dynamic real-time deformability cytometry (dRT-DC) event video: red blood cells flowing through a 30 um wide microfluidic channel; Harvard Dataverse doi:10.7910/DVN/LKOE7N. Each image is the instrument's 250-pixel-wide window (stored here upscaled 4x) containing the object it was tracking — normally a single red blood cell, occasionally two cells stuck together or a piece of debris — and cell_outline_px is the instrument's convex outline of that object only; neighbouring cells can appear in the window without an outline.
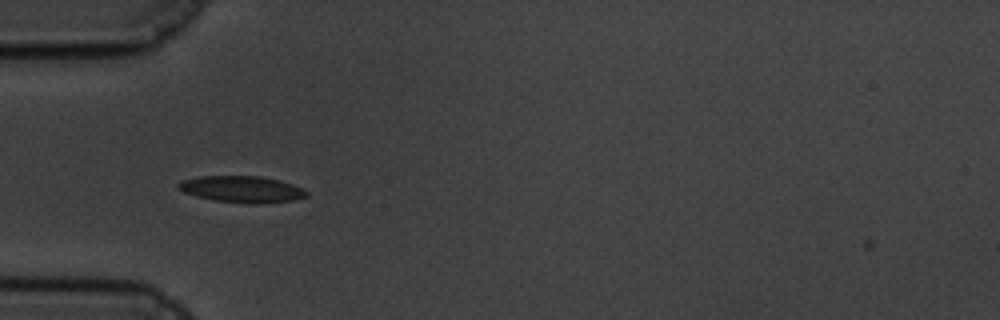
{"species": "common noctule bat (a hibernating species)", "species_latin": "Nyctalus noctula", "temperature_condition": "cold", "stored_images_in_passage": 46, "camera_frame_rate_fps": 3000, "um_per_image_px": 0.085, "animal": {"sex": "male", "body_mass_g": 19.5, "forearm_length_mm": 54.6}, "frame": {"image": 1, "passage_image": 5, "time_ms": 1.333, "image_size_px": [1000, 320], "cell_outline_px": [[308, 196], [292, 200], [260, 204], [212, 200], [196, 196], [184, 192], [176, 188], [176, 184], [184, 180], [200, 176], [260, 176], [280, 180], [304, 188], [308, 192]], "centroid_in_image_um": [20.57, 16.08], "position_along_channel_um": 64.4, "area_um2": 19.83}}
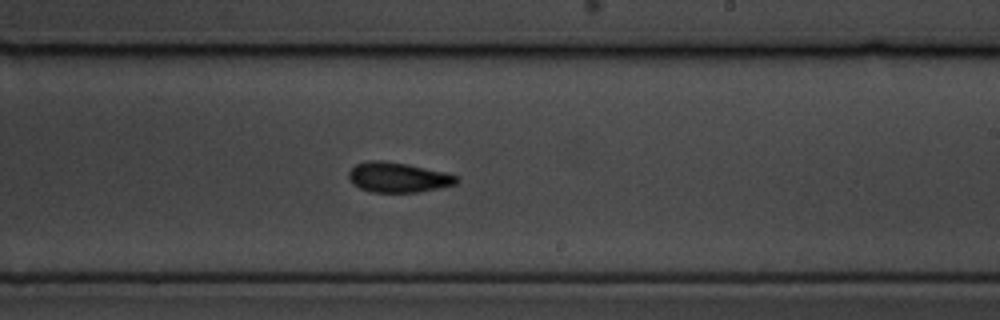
{"frame": {"image": 2, "passage_image": 22, "time_ms": 7.0, "image_size_px": [1000, 320], "cell_outline_px": [[460, 180], [456, 184], [420, 192], [372, 192], [360, 188], [352, 184], [348, 176], [348, 172], [356, 164], [372, 160], [380, 160], [408, 164], [444, 172], [456, 176]], "centroid_in_image_um": [33.82, 15.08], "position_along_channel_um": 255.2, "area_um2": 18.79}}
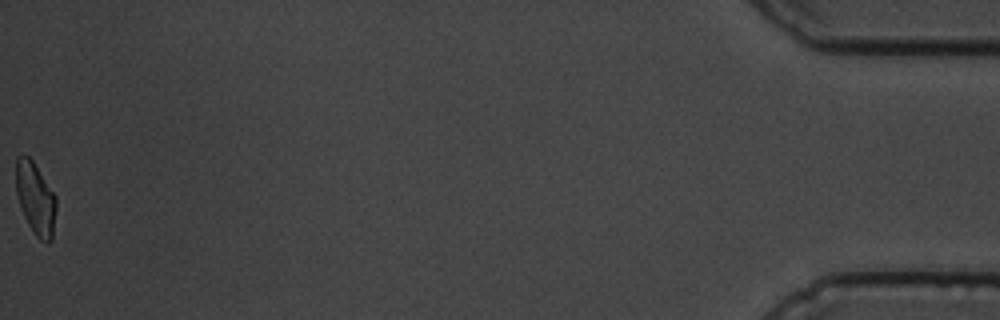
{"frame": {"image": 3, "passage_image": 46, "time_ms": 15.0, "image_size_px": [1000, 320], "cell_outline_px": [[56, 208], [52, 240], [48, 244], [40, 240], [32, 232], [24, 216], [16, 192], [16, 156], [28, 156], [32, 160], [56, 196]], "centroid_in_image_um": [3.03, 16.91], "position_along_channel_um": 432.2, "area_um2": 16.88}, "authors_computed_cell_mechanics": {"area_um2": 18.4093, "velocity_mm_per_s": 3.3938, "shape_relaxation_time_tau1_ms": 4.5366, "shape_relaxation_time_tau2_ms": 4.2423, "deformation_change_tau1": 0.1241, "deformation_change_tau2": 0.1017}}